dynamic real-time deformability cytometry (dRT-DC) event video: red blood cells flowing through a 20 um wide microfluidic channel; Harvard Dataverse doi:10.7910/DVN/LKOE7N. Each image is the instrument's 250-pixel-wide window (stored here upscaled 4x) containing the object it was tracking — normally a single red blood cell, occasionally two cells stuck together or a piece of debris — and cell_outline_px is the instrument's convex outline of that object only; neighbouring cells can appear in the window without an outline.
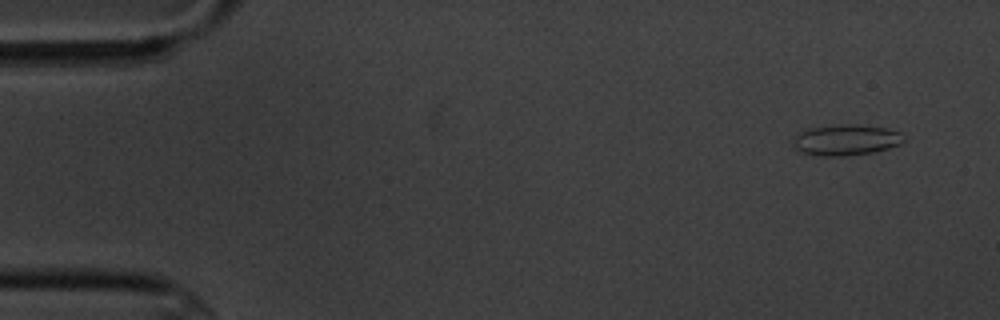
{"species": "common noctule bat (a hibernating species)", "species_latin": "Nyctalus noctula", "temperature_condition": "cold", "stored_images_in_passage": 5, "camera_frame_rate_fps": 3000, "um_per_image_px": 0.085, "animal": {"sex": "male", "body_mass_g": 20.1, "forearm_length_mm": 53.5}, "frame": {"image": 1, "passage_image": 1, "time_ms": 0.0, "image_size_px": [1000, 320], "cell_outline_px": [[904, 140], [900, 144], [888, 148], [872, 152], [844, 156], [820, 156], [804, 152], [792, 148], [792, 144], [796, 136], [808, 128], [836, 124], [856, 124], [888, 128], [900, 132]], "centroid_in_image_um": [71.9, 11.88], "position_along_channel_um": 13.1, "area_um2": 19.88}}
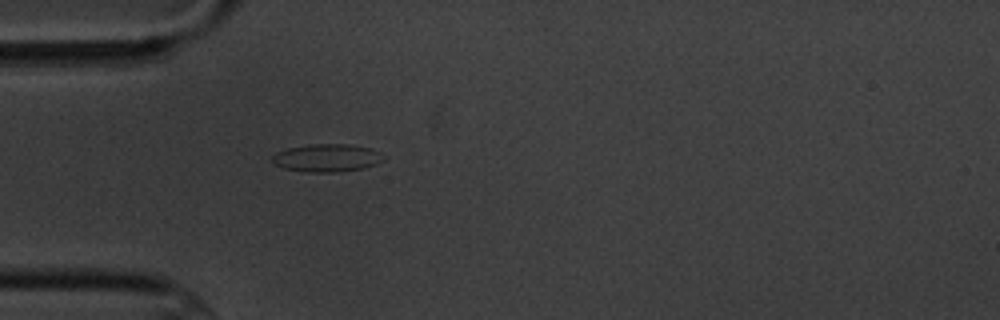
{"frame": {"image": 2, "passage_image": 5, "time_ms": 4.333, "image_size_px": [1000, 320], "cell_outline_px": [[384, 160], [376, 164], [364, 168], [340, 172], [304, 172], [284, 168], [272, 164], [272, 156], [276, 152], [288, 148], [308, 144], [348, 144], [372, 148], [384, 156]], "centroid_in_image_um": [27.77, 13.42], "position_along_channel_um": 57.2, "area_um2": 18.26}}